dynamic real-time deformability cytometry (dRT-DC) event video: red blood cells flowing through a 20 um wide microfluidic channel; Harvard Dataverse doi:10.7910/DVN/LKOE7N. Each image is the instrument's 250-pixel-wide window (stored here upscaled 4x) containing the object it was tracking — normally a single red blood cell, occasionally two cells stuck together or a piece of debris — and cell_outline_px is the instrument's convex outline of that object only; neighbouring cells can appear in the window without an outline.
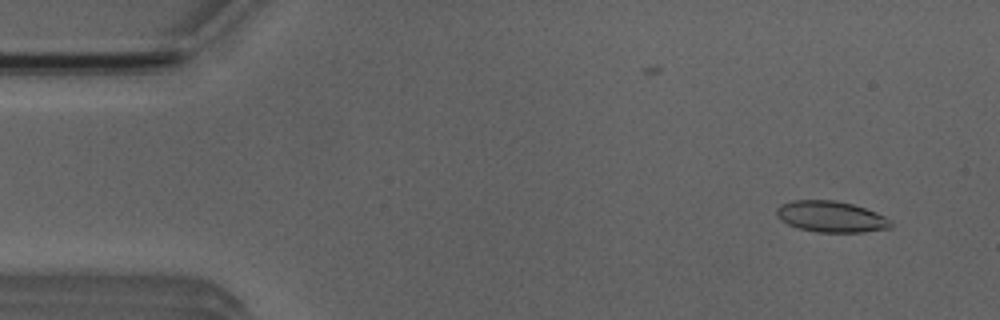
{"species": "Egyptian fruit bat (a non-hibernating species)", "species_latin": "Rousettus aegyptiacus", "temperature_condition": "room temperature", "stored_images_in_passage": 51, "camera_frame_rate_fps": 3000, "um_per_image_px": 0.085, "animal": {"sex": "male"}, "frame": {"image": 1, "passage_image": 3, "time_ms": 0.667, "image_size_px": [1000, 320], "cell_outline_px": [[892, 228], [864, 232], [816, 232], [800, 228], [788, 224], [780, 220], [776, 216], [776, 208], [780, 204], [792, 200], [836, 200], [852, 204], [876, 212], [892, 220]], "centroid_in_image_um": [70.63, 18.41], "position_along_channel_um": 14.4, "area_um2": 20.87}}
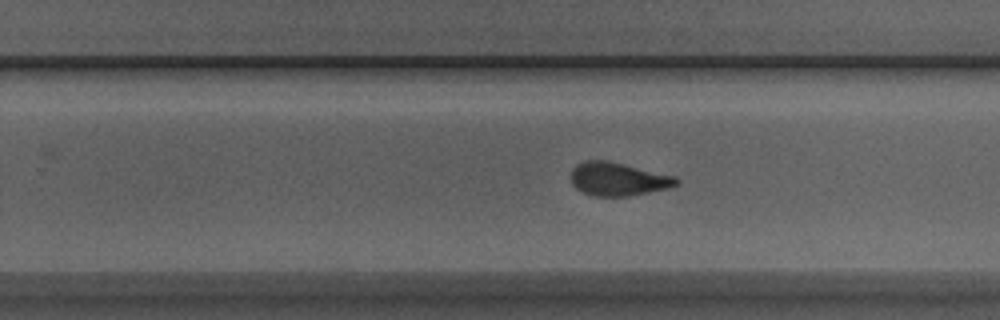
{"frame": {"image": 2, "passage_image": 31, "time_ms": 10.0, "image_size_px": [1000, 320], "cell_outline_px": [[680, 184], [668, 188], [628, 196], [596, 196], [584, 192], [576, 188], [572, 184], [568, 176], [572, 168], [576, 164], [588, 160], [608, 160], [676, 176], [680, 180]], "centroid_in_image_um": [52.52, 15.21], "position_along_channel_um": 277.3, "area_um2": 20.69}}
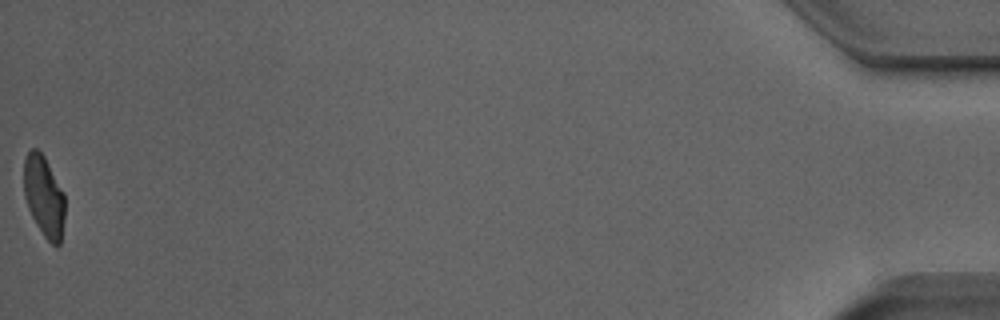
{"frame": {"image": 3, "passage_image": 51, "time_ms": 16.667, "image_size_px": [1000, 320], "cell_outline_px": [[64, 220], [60, 244], [56, 248], [44, 236], [36, 224], [28, 208], [24, 196], [24, 160], [28, 152], [32, 148], [36, 148], [44, 156], [64, 192]], "centroid_in_image_um": [3.74, 16.7], "position_along_channel_um": 431.5, "area_um2": 19.36}, "authors_computed_cell_mechanics": {"area_um2": 20.6924, "velocity_mm_per_s": 3.9181, "shape_relaxation_time_tau1_ms": 4.3415, "shape_relaxation_time_tau2_ms": 1.3787, "deformation_change_tau1": 0.1539, "deformation_change_tau2": 0.0763}}